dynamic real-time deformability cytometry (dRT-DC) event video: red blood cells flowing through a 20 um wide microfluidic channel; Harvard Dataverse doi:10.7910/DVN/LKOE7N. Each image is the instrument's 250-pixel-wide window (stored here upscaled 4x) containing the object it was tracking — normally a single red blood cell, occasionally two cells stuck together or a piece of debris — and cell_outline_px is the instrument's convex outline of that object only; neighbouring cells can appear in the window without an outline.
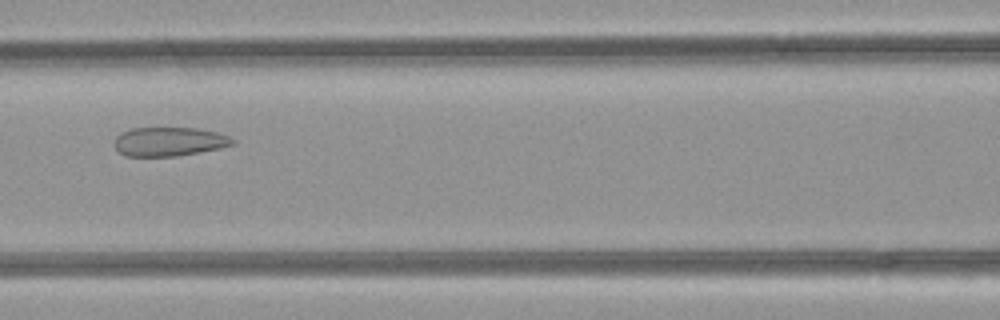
{"species": "common noctule bat (a hibernating species)", "species_latin": "Nyctalus noctula", "temperature_condition": "room temperature", "stored_images_in_passage": 32, "camera_frame_rate_fps": 3000, "um_per_image_px": 0.085, "animal": {"sex": "female", "body_mass_g": 21.9}, "frame": {"image": 1, "passage_image": 7, "time_ms": 2.0, "image_size_px": [1000, 320], "cell_outline_px": [[236, 144], [220, 148], [176, 156], [124, 156], [112, 144], [116, 136], [120, 132], [132, 128], [196, 128], [216, 132], [228, 136], [236, 140]], "centroid_in_image_um": [14.36, 12.03], "position_along_channel_um": 152.2, "area_um2": 20.06}}
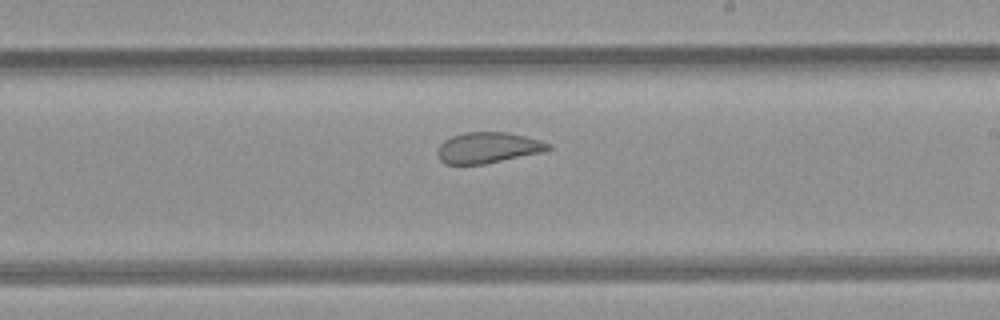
{"frame": {"image": 2, "passage_image": 14, "time_ms": 4.333, "image_size_px": [1000, 320], "cell_outline_px": [[552, 148], [544, 152], [484, 164], [444, 164], [440, 160], [436, 152], [440, 144], [444, 140], [452, 136], [468, 132], [508, 132], [540, 140], [552, 144]], "centroid_in_image_um": [41.49, 12.56], "position_along_channel_um": 247.5, "area_um2": 20.0}}
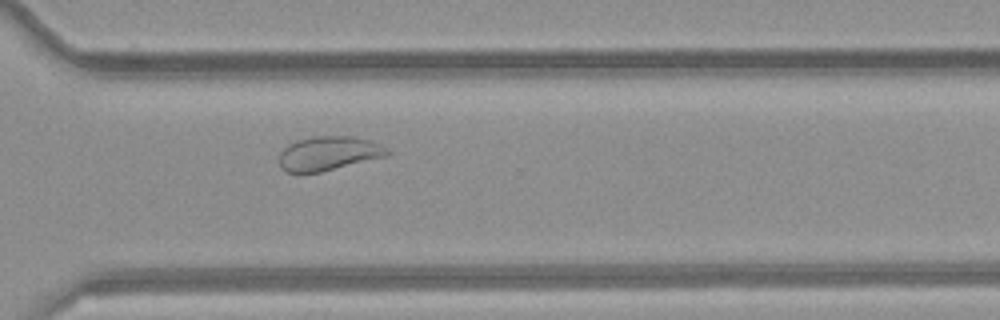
{"frame": {"image": 3, "passage_image": 21, "time_ms": 6.667, "image_size_px": [1000, 320], "cell_outline_px": [[392, 152], [388, 156], [320, 172], [288, 172], [280, 168], [280, 152], [288, 144], [296, 140], [312, 136], [352, 136], [368, 140], [380, 144]], "centroid_in_image_um": [27.94, 13.03], "position_along_channel_um": 342.7, "area_um2": 21.5}, "authors_computed_cell_mechanics": {"area_um2": 21.8773, "velocity_mm_per_s": 4.0899, "shape_relaxation_time_tau1_ms": null, "shape_relaxation_time_tau2_ms": 1.2675, "deformation_change_tau1": null, "deformation_change_tau2": 0.0582}}